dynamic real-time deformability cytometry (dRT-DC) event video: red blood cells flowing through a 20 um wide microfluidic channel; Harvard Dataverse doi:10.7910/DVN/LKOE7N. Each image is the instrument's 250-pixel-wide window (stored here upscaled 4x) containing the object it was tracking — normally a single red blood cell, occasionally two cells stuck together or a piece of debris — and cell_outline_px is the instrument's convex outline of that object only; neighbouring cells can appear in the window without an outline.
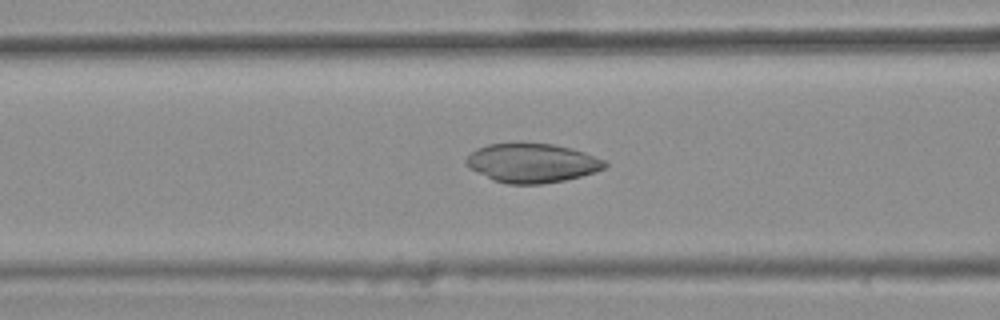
{"species": "common noctule bat (a hibernating species)", "species_latin": "Nyctalus noctula", "temperature_condition": "warm", "stored_images_in_passage": 44, "camera_frame_rate_fps": 3000, "um_per_image_px": 0.085, "animal": {"sex": "female", "body_mass_g": 25.1}, "frame": {"image": 1, "passage_image": 20, "time_ms": 6.333, "image_size_px": [1000, 320], "cell_outline_px": [[608, 164], [604, 168], [596, 172], [564, 180], [540, 184], [508, 184], [492, 180], [472, 168], [464, 160], [476, 148], [488, 144], [516, 140], [524, 140], [552, 144], [572, 148], [584, 152], [604, 160]], "centroid_in_image_um": [45.21, 13.81], "position_along_channel_um": 121.4, "area_um2": 32.19}}
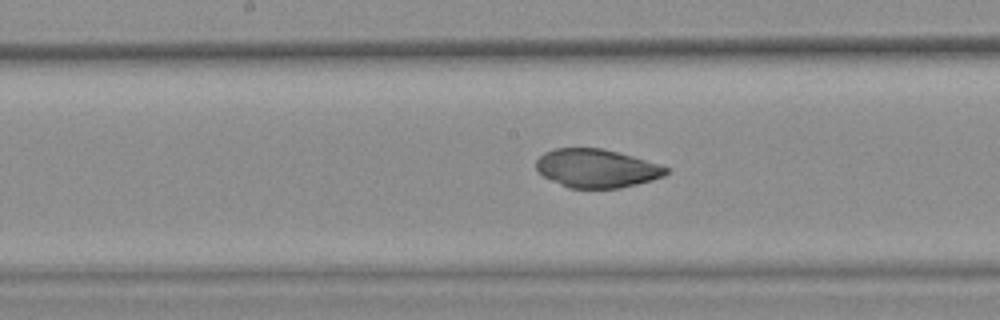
{"frame": {"image": 2, "passage_image": 26, "time_ms": 8.333, "image_size_px": [1000, 320], "cell_outline_px": [[668, 172], [664, 176], [652, 180], [620, 188], [568, 188], [544, 176], [536, 168], [536, 160], [544, 152], [556, 148], [604, 148], [660, 164], [668, 168]], "centroid_in_image_um": [50.72, 14.3], "position_along_channel_um": 197.5, "area_um2": 29.07}}
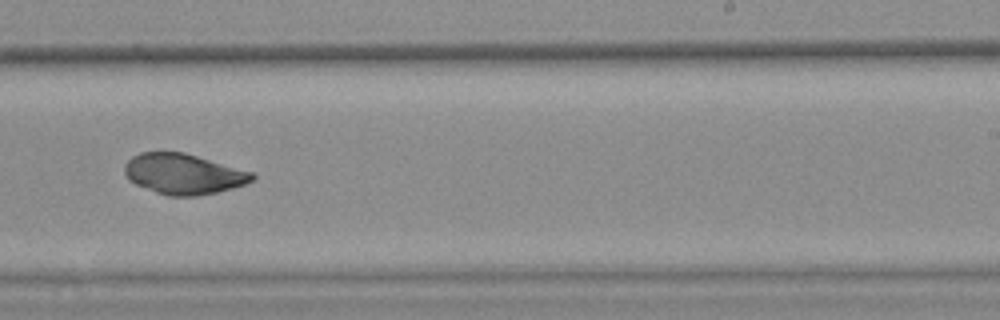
{"frame": {"image": 3, "passage_image": 32, "time_ms": 10.333, "image_size_px": [1000, 320], "cell_outline_px": [[256, 176], [252, 180], [244, 184], [232, 188], [216, 192], [196, 196], [168, 196], [156, 192], [136, 184], [128, 180], [124, 172], [124, 164], [132, 156], [140, 152], [184, 152], [252, 172]], "centroid_in_image_um": [15.56, 14.78], "position_along_channel_um": 273.4, "area_um2": 29.94}}